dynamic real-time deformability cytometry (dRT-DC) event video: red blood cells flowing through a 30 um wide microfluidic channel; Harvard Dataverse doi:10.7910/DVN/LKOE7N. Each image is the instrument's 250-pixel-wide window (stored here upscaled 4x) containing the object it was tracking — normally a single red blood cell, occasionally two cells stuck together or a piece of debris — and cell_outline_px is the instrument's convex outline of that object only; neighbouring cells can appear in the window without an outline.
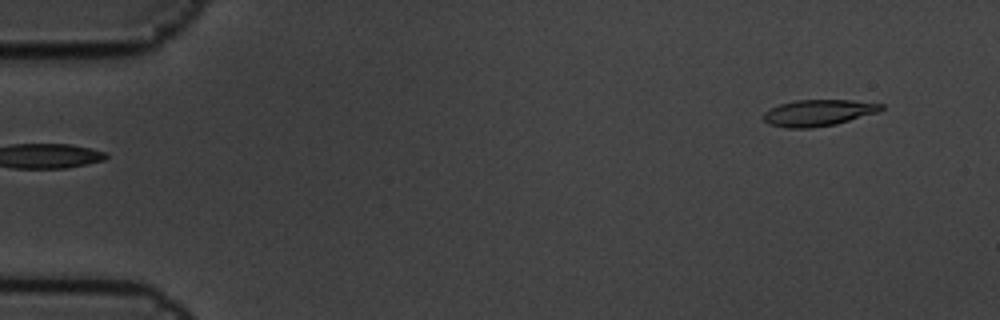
{"species": "common noctule bat (a hibernating species)", "species_latin": "Nyctalus noctula", "temperature_condition": "cold", "stored_images_in_passage": 6, "segment_of_instrument_passage": [2, 2], "camera_frame_rate_fps": 3000, "um_per_image_px": 0.085, "animal": {"sex": "male", "body_mass_g": 19.5, "forearm_length_mm": 54.6}, "frame": {"image": 1, "passage_image": 6, "time_ms": 1.667, "image_size_px": [1000, 320], "cell_outline_px": [[884, 108], [880, 112], [836, 124], [812, 128], [784, 128], [772, 124], [764, 120], [764, 112], [780, 104], [796, 100], [852, 100], [884, 104]], "centroid_in_image_um": [69.62, 9.59], "position_along_channel_um": 15.4, "area_um2": 18.09}}